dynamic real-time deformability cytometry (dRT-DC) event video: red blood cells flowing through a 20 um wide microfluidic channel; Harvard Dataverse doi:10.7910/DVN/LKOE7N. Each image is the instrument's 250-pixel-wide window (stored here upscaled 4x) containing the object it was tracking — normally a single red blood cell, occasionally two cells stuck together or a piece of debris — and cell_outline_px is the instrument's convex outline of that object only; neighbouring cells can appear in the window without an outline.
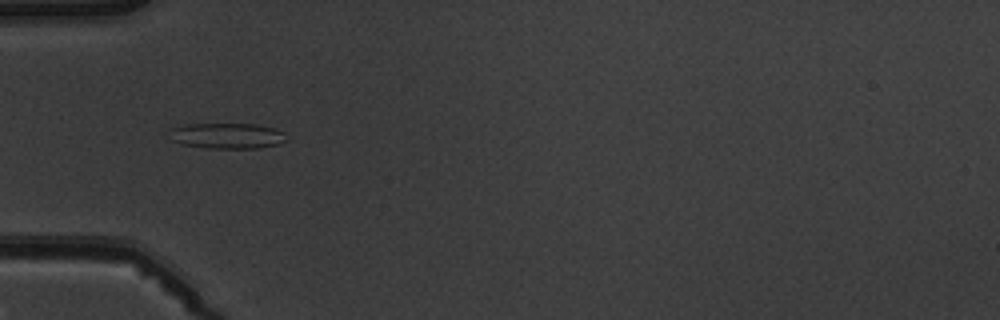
{"species": "common noctule bat (a hibernating species)", "species_latin": "Nyctalus noctula", "temperature_condition": "warm", "stored_images_in_passage": 8, "camera_frame_rate_fps": 3000, "um_per_image_px": 0.085, "animal": {"sex": "male", "body_mass_g": 19.5, "forearm_length_mm": 54.6}, "frame": {"image": 1, "passage_image": 6, "time_ms": 6.667, "image_size_px": [1000, 320], "cell_outline_px": [[288, 140], [276, 144], [256, 148], [208, 148], [184, 144], [172, 140], [168, 128], [188, 124], [256, 124], [272, 128], [284, 132], [288, 136]], "centroid_in_image_um": [19.31, 11.53], "position_along_channel_um": 65.7, "area_um2": 17.4}}
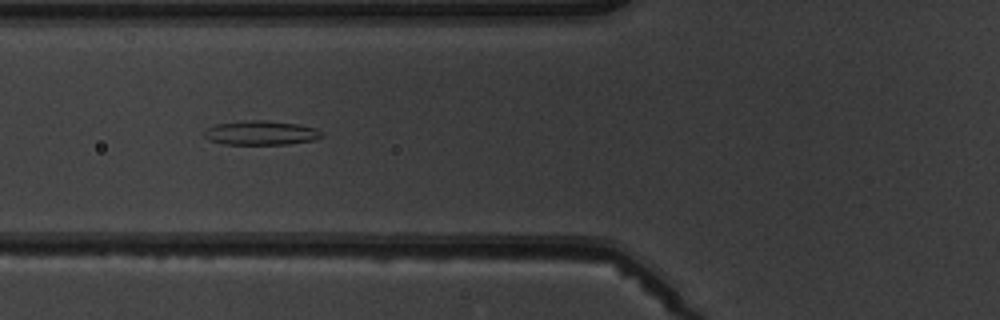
{"frame": {"image": 2, "passage_image": 7, "time_ms": 7.667, "image_size_px": [1000, 320], "cell_outline_px": [[324, 136], [312, 140], [288, 144], [224, 144], [208, 140], [204, 136], [204, 132], [208, 128], [216, 124], [252, 120], [264, 120], [296, 124], [316, 128]], "centroid_in_image_um": [22.16, 11.3], "position_along_channel_um": 103.6, "area_um2": 16.36}}
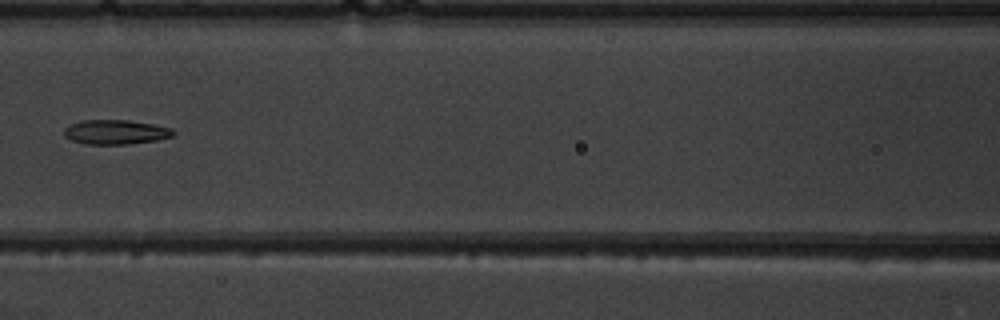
{"frame": {"image": 3, "passage_image": 8, "time_ms": 9.0, "image_size_px": [1000, 320], "cell_outline_px": [[176, 132], [172, 136], [156, 140], [128, 144], [84, 144], [72, 140], [64, 136], [64, 128], [68, 124], [80, 120], [128, 120], [152, 124], [172, 128]], "centroid_in_image_um": [9.79, 11.22], "position_along_channel_um": 156.8, "area_um2": 15.66}}